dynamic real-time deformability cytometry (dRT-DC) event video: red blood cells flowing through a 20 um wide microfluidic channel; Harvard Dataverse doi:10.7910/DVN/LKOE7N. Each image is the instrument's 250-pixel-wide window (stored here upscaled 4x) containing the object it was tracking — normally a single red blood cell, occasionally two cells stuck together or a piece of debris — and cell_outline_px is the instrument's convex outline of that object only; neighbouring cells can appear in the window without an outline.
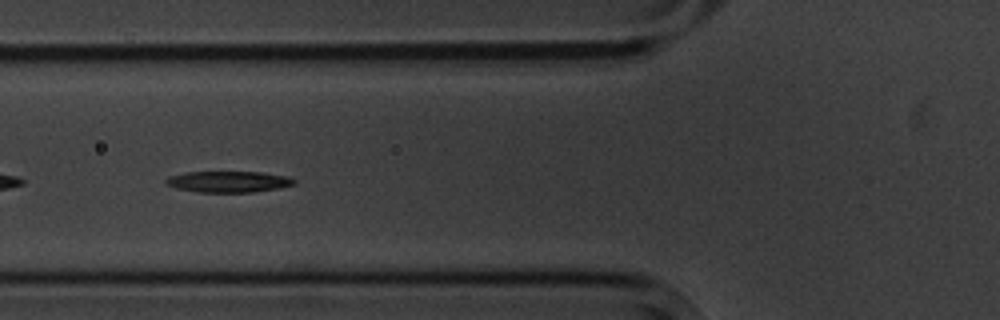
{"species": "common noctule bat (a hibernating species)", "species_latin": "Nyctalus noctula", "temperature_condition": "cold", "stored_images_in_passage": 9, "camera_frame_rate_fps": 3000, "um_per_image_px": 0.085, "animal": {"sex": "male", "body_mass_g": 20.1, "forearm_length_mm": 53.5}, "frame": {"image": 1, "passage_image": 6, "time_ms": 6.0, "image_size_px": [1000, 320], "cell_outline_px": [[296, 184], [280, 188], [252, 192], [200, 192], [176, 188], [164, 184], [164, 180], [168, 176], [184, 172], [260, 172], [284, 176], [296, 180]], "centroid_in_image_um": [19.37, 15.44], "position_along_channel_um": 106.4, "area_um2": 15.84}}
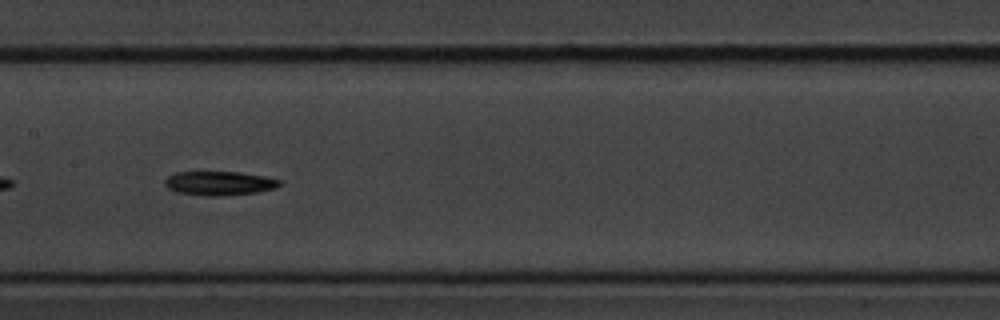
{"frame": {"image": 2, "passage_image": 8, "time_ms": 8.333, "image_size_px": [1000, 320], "cell_outline_px": [[280, 184], [276, 188], [256, 192], [220, 196], [208, 196], [176, 192], [168, 188], [164, 184], [164, 180], [168, 176], [176, 172], [240, 172], [264, 176], [280, 180]], "centroid_in_image_um": [18.61, 15.57], "position_along_channel_um": 188.8, "area_um2": 16.01}}
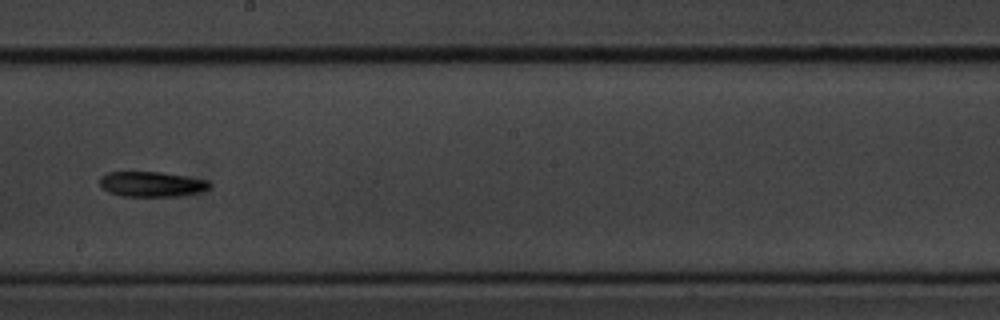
{"frame": {"image": 3, "passage_image": 9, "time_ms": 9.667, "image_size_px": [1000, 320], "cell_outline_px": [[212, 184], [208, 188], [200, 192], [180, 196], [120, 196], [108, 192], [100, 184], [100, 176], [108, 172], [160, 172], [208, 180]], "centroid_in_image_um": [12.89, 15.65], "position_along_channel_um": 235.3, "area_um2": 16.07}}